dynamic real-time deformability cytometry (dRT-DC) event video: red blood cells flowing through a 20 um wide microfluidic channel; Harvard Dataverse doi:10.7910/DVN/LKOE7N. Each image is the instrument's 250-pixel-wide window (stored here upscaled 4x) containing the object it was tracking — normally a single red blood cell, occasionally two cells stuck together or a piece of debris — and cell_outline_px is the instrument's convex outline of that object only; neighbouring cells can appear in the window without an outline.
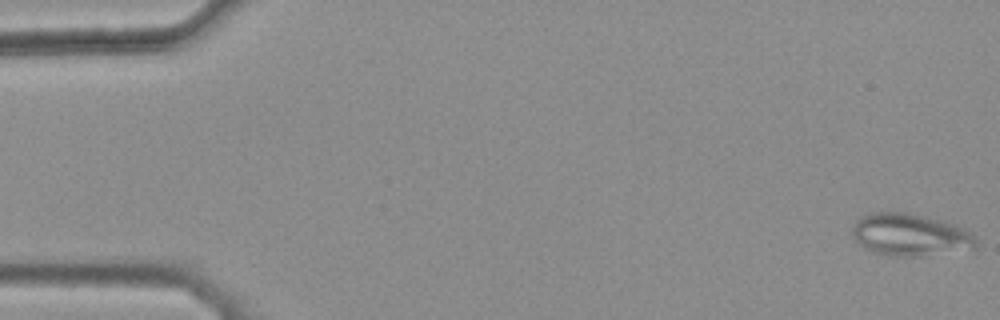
{"species": "common noctule bat (a hibernating species)", "species_latin": "Nyctalus noctula", "temperature_condition": "warm", "stored_images_in_passage": 45, "camera_frame_rate_fps": 3000, "um_per_image_px": 0.085, "animal": {"sex": "female", "body_mass_g": 25.1}, "frame": {"image": 1, "passage_image": 1, "time_ms": 0.0, "image_size_px": [1000, 320], "cell_outline_px": [[976, 248], [920, 256], [892, 256], [872, 252], [864, 248], [852, 236], [852, 228], [856, 220], [860, 216], [872, 212], [904, 212], [940, 220], [956, 224], [968, 232], [976, 240]], "centroid_in_image_um": [77.3, 19.96], "position_along_channel_um": 7.7, "area_um2": 30.29}}
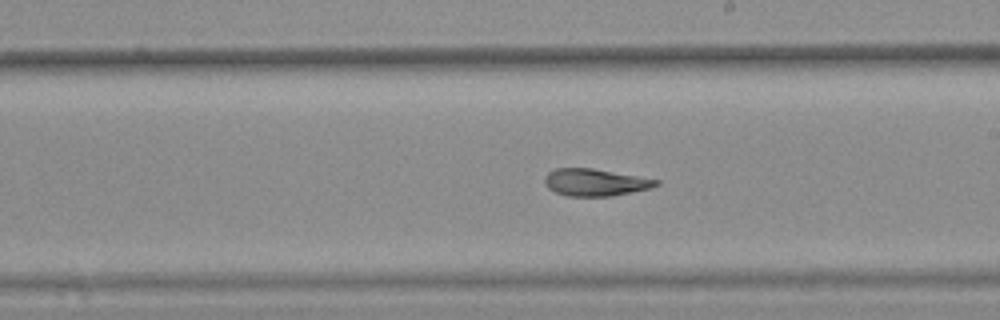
{"frame": {"image": 2, "passage_image": 30, "time_ms": 9.667, "image_size_px": [1000, 320], "cell_outline_px": [[660, 184], [652, 188], [612, 196], [568, 196], [556, 192], [548, 188], [544, 184], [544, 176], [548, 172], [556, 168], [592, 168], [660, 180]], "centroid_in_image_um": [50.59, 15.5], "position_along_channel_um": 238.4, "area_um2": 17.69}}
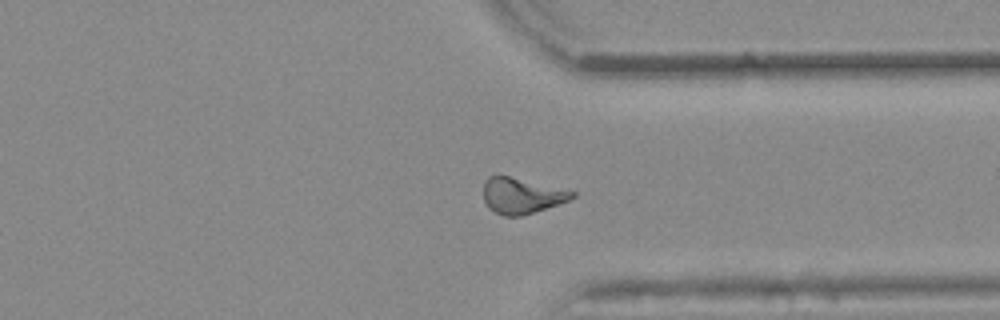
{"frame": {"image": 3, "passage_image": 40, "time_ms": 13.0, "image_size_px": [1000, 320], "cell_outline_px": [[576, 196], [568, 200], [524, 216], [504, 216], [488, 208], [484, 200], [484, 184], [488, 176], [508, 176], [576, 192]], "centroid_in_image_um": [44.31, 16.65], "position_along_channel_um": 367.1, "area_um2": 18.15}, "authors_computed_cell_mechanics": {"area_um2": 19.074, "velocity_mm_per_s": 3.8713, "shape_relaxation_time_tau1_ms": null, "shape_relaxation_time_tau2_ms": 3.7432, "deformation_change_tau1": null, "deformation_change_tau2": 0.1034}}